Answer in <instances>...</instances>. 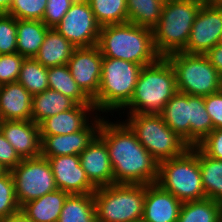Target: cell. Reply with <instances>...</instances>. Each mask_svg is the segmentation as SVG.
<instances>
[{
  "mask_svg": "<svg viewBox=\"0 0 222 222\" xmlns=\"http://www.w3.org/2000/svg\"><path fill=\"white\" fill-rule=\"evenodd\" d=\"M103 117L98 136L105 142L113 168L114 184H152L158 180L159 163L123 122Z\"/></svg>",
  "mask_w": 222,
  "mask_h": 222,
  "instance_id": "obj_1",
  "label": "cell"
},
{
  "mask_svg": "<svg viewBox=\"0 0 222 222\" xmlns=\"http://www.w3.org/2000/svg\"><path fill=\"white\" fill-rule=\"evenodd\" d=\"M97 46L103 57L130 61L143 67L161 57L154 47L152 29L130 22L102 26Z\"/></svg>",
  "mask_w": 222,
  "mask_h": 222,
  "instance_id": "obj_2",
  "label": "cell"
},
{
  "mask_svg": "<svg viewBox=\"0 0 222 222\" xmlns=\"http://www.w3.org/2000/svg\"><path fill=\"white\" fill-rule=\"evenodd\" d=\"M177 91L174 69L165 57H160L155 63L142 67L124 110L128 108V114H160Z\"/></svg>",
  "mask_w": 222,
  "mask_h": 222,
  "instance_id": "obj_3",
  "label": "cell"
},
{
  "mask_svg": "<svg viewBox=\"0 0 222 222\" xmlns=\"http://www.w3.org/2000/svg\"><path fill=\"white\" fill-rule=\"evenodd\" d=\"M204 0H167L157 25L152 29L153 43L161 57L182 51Z\"/></svg>",
  "mask_w": 222,
  "mask_h": 222,
  "instance_id": "obj_4",
  "label": "cell"
},
{
  "mask_svg": "<svg viewBox=\"0 0 222 222\" xmlns=\"http://www.w3.org/2000/svg\"><path fill=\"white\" fill-rule=\"evenodd\" d=\"M142 67L130 61L103 57L99 91L92 100L97 114L124 109L132 98Z\"/></svg>",
  "mask_w": 222,
  "mask_h": 222,
  "instance_id": "obj_5",
  "label": "cell"
},
{
  "mask_svg": "<svg viewBox=\"0 0 222 222\" xmlns=\"http://www.w3.org/2000/svg\"><path fill=\"white\" fill-rule=\"evenodd\" d=\"M165 124L190 146H197L213 130L203 96L177 91L160 113Z\"/></svg>",
  "mask_w": 222,
  "mask_h": 222,
  "instance_id": "obj_6",
  "label": "cell"
},
{
  "mask_svg": "<svg viewBox=\"0 0 222 222\" xmlns=\"http://www.w3.org/2000/svg\"><path fill=\"white\" fill-rule=\"evenodd\" d=\"M156 183L182 203L207 198L198 162V147L190 146L181 156L159 162Z\"/></svg>",
  "mask_w": 222,
  "mask_h": 222,
  "instance_id": "obj_7",
  "label": "cell"
},
{
  "mask_svg": "<svg viewBox=\"0 0 222 222\" xmlns=\"http://www.w3.org/2000/svg\"><path fill=\"white\" fill-rule=\"evenodd\" d=\"M146 185L112 184L93 193L97 222H141Z\"/></svg>",
  "mask_w": 222,
  "mask_h": 222,
  "instance_id": "obj_8",
  "label": "cell"
},
{
  "mask_svg": "<svg viewBox=\"0 0 222 222\" xmlns=\"http://www.w3.org/2000/svg\"><path fill=\"white\" fill-rule=\"evenodd\" d=\"M124 122L159 163L184 154L190 145L171 130L160 114H128Z\"/></svg>",
  "mask_w": 222,
  "mask_h": 222,
  "instance_id": "obj_9",
  "label": "cell"
},
{
  "mask_svg": "<svg viewBox=\"0 0 222 222\" xmlns=\"http://www.w3.org/2000/svg\"><path fill=\"white\" fill-rule=\"evenodd\" d=\"M165 58L174 69L179 92L205 97L222 90V77L205 54L179 51Z\"/></svg>",
  "mask_w": 222,
  "mask_h": 222,
  "instance_id": "obj_10",
  "label": "cell"
},
{
  "mask_svg": "<svg viewBox=\"0 0 222 222\" xmlns=\"http://www.w3.org/2000/svg\"><path fill=\"white\" fill-rule=\"evenodd\" d=\"M11 173L20 207L58 189L50 162L42 156L22 159Z\"/></svg>",
  "mask_w": 222,
  "mask_h": 222,
  "instance_id": "obj_11",
  "label": "cell"
},
{
  "mask_svg": "<svg viewBox=\"0 0 222 222\" xmlns=\"http://www.w3.org/2000/svg\"><path fill=\"white\" fill-rule=\"evenodd\" d=\"M73 46L93 47L98 44L100 28L87 0H75L62 21L54 27Z\"/></svg>",
  "mask_w": 222,
  "mask_h": 222,
  "instance_id": "obj_12",
  "label": "cell"
},
{
  "mask_svg": "<svg viewBox=\"0 0 222 222\" xmlns=\"http://www.w3.org/2000/svg\"><path fill=\"white\" fill-rule=\"evenodd\" d=\"M222 34V5L203 3L191 28L186 47L188 54H206Z\"/></svg>",
  "mask_w": 222,
  "mask_h": 222,
  "instance_id": "obj_13",
  "label": "cell"
},
{
  "mask_svg": "<svg viewBox=\"0 0 222 222\" xmlns=\"http://www.w3.org/2000/svg\"><path fill=\"white\" fill-rule=\"evenodd\" d=\"M102 59L103 56L96 45L75 48L67 63L73 79L91 100L99 91Z\"/></svg>",
  "mask_w": 222,
  "mask_h": 222,
  "instance_id": "obj_14",
  "label": "cell"
},
{
  "mask_svg": "<svg viewBox=\"0 0 222 222\" xmlns=\"http://www.w3.org/2000/svg\"><path fill=\"white\" fill-rule=\"evenodd\" d=\"M92 116L91 123L78 132L68 135L41 136V156L48 159L54 156L81 154L98 135L103 120L97 114L94 116L92 113Z\"/></svg>",
  "mask_w": 222,
  "mask_h": 222,
  "instance_id": "obj_15",
  "label": "cell"
},
{
  "mask_svg": "<svg viewBox=\"0 0 222 222\" xmlns=\"http://www.w3.org/2000/svg\"><path fill=\"white\" fill-rule=\"evenodd\" d=\"M58 189L69 194H91L96 188L82 169L79 155L49 157Z\"/></svg>",
  "mask_w": 222,
  "mask_h": 222,
  "instance_id": "obj_16",
  "label": "cell"
},
{
  "mask_svg": "<svg viewBox=\"0 0 222 222\" xmlns=\"http://www.w3.org/2000/svg\"><path fill=\"white\" fill-rule=\"evenodd\" d=\"M0 131L21 159L41 156L39 124L32 120L0 121Z\"/></svg>",
  "mask_w": 222,
  "mask_h": 222,
  "instance_id": "obj_17",
  "label": "cell"
},
{
  "mask_svg": "<svg viewBox=\"0 0 222 222\" xmlns=\"http://www.w3.org/2000/svg\"><path fill=\"white\" fill-rule=\"evenodd\" d=\"M82 169L95 187L114 184V175L105 142L97 135L88 147L79 154Z\"/></svg>",
  "mask_w": 222,
  "mask_h": 222,
  "instance_id": "obj_18",
  "label": "cell"
},
{
  "mask_svg": "<svg viewBox=\"0 0 222 222\" xmlns=\"http://www.w3.org/2000/svg\"><path fill=\"white\" fill-rule=\"evenodd\" d=\"M182 202L159 184L146 185L141 222H177Z\"/></svg>",
  "mask_w": 222,
  "mask_h": 222,
  "instance_id": "obj_19",
  "label": "cell"
},
{
  "mask_svg": "<svg viewBox=\"0 0 222 222\" xmlns=\"http://www.w3.org/2000/svg\"><path fill=\"white\" fill-rule=\"evenodd\" d=\"M92 112L97 114L93 104H76L69 110L41 121L39 123L40 134L41 136H51L78 132L91 122L89 117Z\"/></svg>",
  "mask_w": 222,
  "mask_h": 222,
  "instance_id": "obj_20",
  "label": "cell"
},
{
  "mask_svg": "<svg viewBox=\"0 0 222 222\" xmlns=\"http://www.w3.org/2000/svg\"><path fill=\"white\" fill-rule=\"evenodd\" d=\"M32 120V95L18 81L0 86V121Z\"/></svg>",
  "mask_w": 222,
  "mask_h": 222,
  "instance_id": "obj_21",
  "label": "cell"
},
{
  "mask_svg": "<svg viewBox=\"0 0 222 222\" xmlns=\"http://www.w3.org/2000/svg\"><path fill=\"white\" fill-rule=\"evenodd\" d=\"M75 48L55 28H50L34 58L46 68L61 66L68 63Z\"/></svg>",
  "mask_w": 222,
  "mask_h": 222,
  "instance_id": "obj_22",
  "label": "cell"
},
{
  "mask_svg": "<svg viewBox=\"0 0 222 222\" xmlns=\"http://www.w3.org/2000/svg\"><path fill=\"white\" fill-rule=\"evenodd\" d=\"M68 195L69 193L57 189L27 202L21 210L33 222H57Z\"/></svg>",
  "mask_w": 222,
  "mask_h": 222,
  "instance_id": "obj_23",
  "label": "cell"
},
{
  "mask_svg": "<svg viewBox=\"0 0 222 222\" xmlns=\"http://www.w3.org/2000/svg\"><path fill=\"white\" fill-rule=\"evenodd\" d=\"M49 29L43 21L17 19V53L34 58Z\"/></svg>",
  "mask_w": 222,
  "mask_h": 222,
  "instance_id": "obj_24",
  "label": "cell"
},
{
  "mask_svg": "<svg viewBox=\"0 0 222 222\" xmlns=\"http://www.w3.org/2000/svg\"><path fill=\"white\" fill-rule=\"evenodd\" d=\"M75 105L71 98L47 89L32 96V121L39 124L44 119L69 110Z\"/></svg>",
  "mask_w": 222,
  "mask_h": 222,
  "instance_id": "obj_25",
  "label": "cell"
},
{
  "mask_svg": "<svg viewBox=\"0 0 222 222\" xmlns=\"http://www.w3.org/2000/svg\"><path fill=\"white\" fill-rule=\"evenodd\" d=\"M49 89L71 98L76 104H93L73 79L67 64L47 68Z\"/></svg>",
  "mask_w": 222,
  "mask_h": 222,
  "instance_id": "obj_26",
  "label": "cell"
},
{
  "mask_svg": "<svg viewBox=\"0 0 222 222\" xmlns=\"http://www.w3.org/2000/svg\"><path fill=\"white\" fill-rule=\"evenodd\" d=\"M57 222H97L93 193L69 194Z\"/></svg>",
  "mask_w": 222,
  "mask_h": 222,
  "instance_id": "obj_27",
  "label": "cell"
},
{
  "mask_svg": "<svg viewBox=\"0 0 222 222\" xmlns=\"http://www.w3.org/2000/svg\"><path fill=\"white\" fill-rule=\"evenodd\" d=\"M177 222H222V205L210 198L183 202Z\"/></svg>",
  "mask_w": 222,
  "mask_h": 222,
  "instance_id": "obj_28",
  "label": "cell"
},
{
  "mask_svg": "<svg viewBox=\"0 0 222 222\" xmlns=\"http://www.w3.org/2000/svg\"><path fill=\"white\" fill-rule=\"evenodd\" d=\"M198 162L206 197L222 205V161L208 157L198 148Z\"/></svg>",
  "mask_w": 222,
  "mask_h": 222,
  "instance_id": "obj_29",
  "label": "cell"
},
{
  "mask_svg": "<svg viewBox=\"0 0 222 222\" xmlns=\"http://www.w3.org/2000/svg\"><path fill=\"white\" fill-rule=\"evenodd\" d=\"M128 22L153 29L160 20L163 0H126Z\"/></svg>",
  "mask_w": 222,
  "mask_h": 222,
  "instance_id": "obj_30",
  "label": "cell"
},
{
  "mask_svg": "<svg viewBox=\"0 0 222 222\" xmlns=\"http://www.w3.org/2000/svg\"><path fill=\"white\" fill-rule=\"evenodd\" d=\"M97 23L102 27L128 22L126 0H87Z\"/></svg>",
  "mask_w": 222,
  "mask_h": 222,
  "instance_id": "obj_31",
  "label": "cell"
},
{
  "mask_svg": "<svg viewBox=\"0 0 222 222\" xmlns=\"http://www.w3.org/2000/svg\"><path fill=\"white\" fill-rule=\"evenodd\" d=\"M47 68L35 58H25L18 82L33 96L49 89Z\"/></svg>",
  "mask_w": 222,
  "mask_h": 222,
  "instance_id": "obj_32",
  "label": "cell"
},
{
  "mask_svg": "<svg viewBox=\"0 0 222 222\" xmlns=\"http://www.w3.org/2000/svg\"><path fill=\"white\" fill-rule=\"evenodd\" d=\"M21 207L15 194V183L11 171L0 175V220L17 212Z\"/></svg>",
  "mask_w": 222,
  "mask_h": 222,
  "instance_id": "obj_33",
  "label": "cell"
},
{
  "mask_svg": "<svg viewBox=\"0 0 222 222\" xmlns=\"http://www.w3.org/2000/svg\"><path fill=\"white\" fill-rule=\"evenodd\" d=\"M47 0H12L8 15L22 20L42 21Z\"/></svg>",
  "mask_w": 222,
  "mask_h": 222,
  "instance_id": "obj_34",
  "label": "cell"
},
{
  "mask_svg": "<svg viewBox=\"0 0 222 222\" xmlns=\"http://www.w3.org/2000/svg\"><path fill=\"white\" fill-rule=\"evenodd\" d=\"M17 52V19L0 14V55Z\"/></svg>",
  "mask_w": 222,
  "mask_h": 222,
  "instance_id": "obj_35",
  "label": "cell"
},
{
  "mask_svg": "<svg viewBox=\"0 0 222 222\" xmlns=\"http://www.w3.org/2000/svg\"><path fill=\"white\" fill-rule=\"evenodd\" d=\"M24 59L17 52L0 55V86L18 81Z\"/></svg>",
  "mask_w": 222,
  "mask_h": 222,
  "instance_id": "obj_36",
  "label": "cell"
},
{
  "mask_svg": "<svg viewBox=\"0 0 222 222\" xmlns=\"http://www.w3.org/2000/svg\"><path fill=\"white\" fill-rule=\"evenodd\" d=\"M75 0H47L46 10L42 21L49 28H54L62 21L66 12Z\"/></svg>",
  "mask_w": 222,
  "mask_h": 222,
  "instance_id": "obj_37",
  "label": "cell"
},
{
  "mask_svg": "<svg viewBox=\"0 0 222 222\" xmlns=\"http://www.w3.org/2000/svg\"><path fill=\"white\" fill-rule=\"evenodd\" d=\"M197 147L208 157L222 161V129H214Z\"/></svg>",
  "mask_w": 222,
  "mask_h": 222,
  "instance_id": "obj_38",
  "label": "cell"
},
{
  "mask_svg": "<svg viewBox=\"0 0 222 222\" xmlns=\"http://www.w3.org/2000/svg\"><path fill=\"white\" fill-rule=\"evenodd\" d=\"M204 104L213 123V128L222 129V90L205 96Z\"/></svg>",
  "mask_w": 222,
  "mask_h": 222,
  "instance_id": "obj_39",
  "label": "cell"
},
{
  "mask_svg": "<svg viewBox=\"0 0 222 222\" xmlns=\"http://www.w3.org/2000/svg\"><path fill=\"white\" fill-rule=\"evenodd\" d=\"M21 158L16 153L15 149L6 140L5 136L0 131V165L11 171L21 162Z\"/></svg>",
  "mask_w": 222,
  "mask_h": 222,
  "instance_id": "obj_40",
  "label": "cell"
},
{
  "mask_svg": "<svg viewBox=\"0 0 222 222\" xmlns=\"http://www.w3.org/2000/svg\"><path fill=\"white\" fill-rule=\"evenodd\" d=\"M222 77V45L217 44L205 54Z\"/></svg>",
  "mask_w": 222,
  "mask_h": 222,
  "instance_id": "obj_41",
  "label": "cell"
},
{
  "mask_svg": "<svg viewBox=\"0 0 222 222\" xmlns=\"http://www.w3.org/2000/svg\"><path fill=\"white\" fill-rule=\"evenodd\" d=\"M0 222H33L27 215L20 209L17 212L1 219Z\"/></svg>",
  "mask_w": 222,
  "mask_h": 222,
  "instance_id": "obj_42",
  "label": "cell"
},
{
  "mask_svg": "<svg viewBox=\"0 0 222 222\" xmlns=\"http://www.w3.org/2000/svg\"><path fill=\"white\" fill-rule=\"evenodd\" d=\"M12 0H0V14H8Z\"/></svg>",
  "mask_w": 222,
  "mask_h": 222,
  "instance_id": "obj_43",
  "label": "cell"
},
{
  "mask_svg": "<svg viewBox=\"0 0 222 222\" xmlns=\"http://www.w3.org/2000/svg\"><path fill=\"white\" fill-rule=\"evenodd\" d=\"M204 2L213 5H222V0H204Z\"/></svg>",
  "mask_w": 222,
  "mask_h": 222,
  "instance_id": "obj_44",
  "label": "cell"
},
{
  "mask_svg": "<svg viewBox=\"0 0 222 222\" xmlns=\"http://www.w3.org/2000/svg\"><path fill=\"white\" fill-rule=\"evenodd\" d=\"M6 170L0 165V175H2Z\"/></svg>",
  "mask_w": 222,
  "mask_h": 222,
  "instance_id": "obj_45",
  "label": "cell"
},
{
  "mask_svg": "<svg viewBox=\"0 0 222 222\" xmlns=\"http://www.w3.org/2000/svg\"><path fill=\"white\" fill-rule=\"evenodd\" d=\"M218 44H221V45H222V34H221L220 41H219Z\"/></svg>",
  "mask_w": 222,
  "mask_h": 222,
  "instance_id": "obj_46",
  "label": "cell"
}]
</instances>
